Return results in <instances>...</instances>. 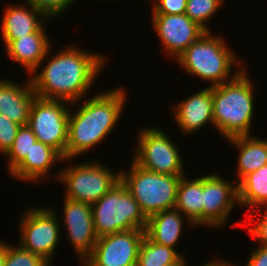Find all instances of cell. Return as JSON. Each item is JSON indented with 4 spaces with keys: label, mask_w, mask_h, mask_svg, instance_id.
<instances>
[{
    "label": "cell",
    "mask_w": 267,
    "mask_h": 266,
    "mask_svg": "<svg viewBox=\"0 0 267 266\" xmlns=\"http://www.w3.org/2000/svg\"><path fill=\"white\" fill-rule=\"evenodd\" d=\"M105 57L69 46L52 56L40 72L31 78L37 97L76 104L91 90Z\"/></svg>",
    "instance_id": "obj_1"
},
{
    "label": "cell",
    "mask_w": 267,
    "mask_h": 266,
    "mask_svg": "<svg viewBox=\"0 0 267 266\" xmlns=\"http://www.w3.org/2000/svg\"><path fill=\"white\" fill-rule=\"evenodd\" d=\"M108 91L87 99L75 113L72 114L70 110L66 161L89 152L119 122L126 102V92L121 87Z\"/></svg>",
    "instance_id": "obj_2"
},
{
    "label": "cell",
    "mask_w": 267,
    "mask_h": 266,
    "mask_svg": "<svg viewBox=\"0 0 267 266\" xmlns=\"http://www.w3.org/2000/svg\"><path fill=\"white\" fill-rule=\"evenodd\" d=\"M253 86L243 69L233 80L212 87L214 127L225 139L250 135Z\"/></svg>",
    "instance_id": "obj_3"
},
{
    "label": "cell",
    "mask_w": 267,
    "mask_h": 266,
    "mask_svg": "<svg viewBox=\"0 0 267 266\" xmlns=\"http://www.w3.org/2000/svg\"><path fill=\"white\" fill-rule=\"evenodd\" d=\"M211 33L212 31L205 32L177 58V61L187 74L209 81L211 87H214L233 80L242 68L231 75L232 67L243 61H237L235 53L226 47L227 43L225 44L222 37L212 36Z\"/></svg>",
    "instance_id": "obj_4"
},
{
    "label": "cell",
    "mask_w": 267,
    "mask_h": 266,
    "mask_svg": "<svg viewBox=\"0 0 267 266\" xmlns=\"http://www.w3.org/2000/svg\"><path fill=\"white\" fill-rule=\"evenodd\" d=\"M129 172H120V180L138 202L146 218L175 208L181 176H171L144 169L133 160Z\"/></svg>",
    "instance_id": "obj_5"
},
{
    "label": "cell",
    "mask_w": 267,
    "mask_h": 266,
    "mask_svg": "<svg viewBox=\"0 0 267 266\" xmlns=\"http://www.w3.org/2000/svg\"><path fill=\"white\" fill-rule=\"evenodd\" d=\"M91 206L98 238L132 229H146L147 218L121 180Z\"/></svg>",
    "instance_id": "obj_6"
},
{
    "label": "cell",
    "mask_w": 267,
    "mask_h": 266,
    "mask_svg": "<svg viewBox=\"0 0 267 266\" xmlns=\"http://www.w3.org/2000/svg\"><path fill=\"white\" fill-rule=\"evenodd\" d=\"M55 177L65 184L64 197L92 205L120 181V172L92 161L68 166Z\"/></svg>",
    "instance_id": "obj_7"
},
{
    "label": "cell",
    "mask_w": 267,
    "mask_h": 266,
    "mask_svg": "<svg viewBox=\"0 0 267 266\" xmlns=\"http://www.w3.org/2000/svg\"><path fill=\"white\" fill-rule=\"evenodd\" d=\"M70 102L36 97L32 104L28 126L37 141L55 149L66 159Z\"/></svg>",
    "instance_id": "obj_8"
},
{
    "label": "cell",
    "mask_w": 267,
    "mask_h": 266,
    "mask_svg": "<svg viewBox=\"0 0 267 266\" xmlns=\"http://www.w3.org/2000/svg\"><path fill=\"white\" fill-rule=\"evenodd\" d=\"M138 136L132 159L138 166L155 173L184 176L182 157L169 135L159 128L146 127Z\"/></svg>",
    "instance_id": "obj_9"
},
{
    "label": "cell",
    "mask_w": 267,
    "mask_h": 266,
    "mask_svg": "<svg viewBox=\"0 0 267 266\" xmlns=\"http://www.w3.org/2000/svg\"><path fill=\"white\" fill-rule=\"evenodd\" d=\"M52 208L43 207L27 209L20 223V240L22 248L41 256L50 265L56 250L60 224L56 212Z\"/></svg>",
    "instance_id": "obj_10"
},
{
    "label": "cell",
    "mask_w": 267,
    "mask_h": 266,
    "mask_svg": "<svg viewBox=\"0 0 267 266\" xmlns=\"http://www.w3.org/2000/svg\"><path fill=\"white\" fill-rule=\"evenodd\" d=\"M145 230L132 229L99 237L83 266H136Z\"/></svg>",
    "instance_id": "obj_11"
},
{
    "label": "cell",
    "mask_w": 267,
    "mask_h": 266,
    "mask_svg": "<svg viewBox=\"0 0 267 266\" xmlns=\"http://www.w3.org/2000/svg\"><path fill=\"white\" fill-rule=\"evenodd\" d=\"M152 26L167 54L176 59L206 31L184 14H153Z\"/></svg>",
    "instance_id": "obj_12"
},
{
    "label": "cell",
    "mask_w": 267,
    "mask_h": 266,
    "mask_svg": "<svg viewBox=\"0 0 267 266\" xmlns=\"http://www.w3.org/2000/svg\"><path fill=\"white\" fill-rule=\"evenodd\" d=\"M238 202V187L219 175L203 176V225L222 227ZM224 224V225H223Z\"/></svg>",
    "instance_id": "obj_13"
},
{
    "label": "cell",
    "mask_w": 267,
    "mask_h": 266,
    "mask_svg": "<svg viewBox=\"0 0 267 266\" xmlns=\"http://www.w3.org/2000/svg\"><path fill=\"white\" fill-rule=\"evenodd\" d=\"M63 216L71 242L81 260H85L93 251L98 236L95 233L92 206L88 203L64 198Z\"/></svg>",
    "instance_id": "obj_14"
},
{
    "label": "cell",
    "mask_w": 267,
    "mask_h": 266,
    "mask_svg": "<svg viewBox=\"0 0 267 266\" xmlns=\"http://www.w3.org/2000/svg\"><path fill=\"white\" fill-rule=\"evenodd\" d=\"M173 111L176 125L184 133L199 131L208 122L214 126L212 87L201 89L187 97Z\"/></svg>",
    "instance_id": "obj_15"
},
{
    "label": "cell",
    "mask_w": 267,
    "mask_h": 266,
    "mask_svg": "<svg viewBox=\"0 0 267 266\" xmlns=\"http://www.w3.org/2000/svg\"><path fill=\"white\" fill-rule=\"evenodd\" d=\"M44 25L35 33L12 40L5 48L7 55L29 72H38L42 62L49 56L50 42Z\"/></svg>",
    "instance_id": "obj_16"
},
{
    "label": "cell",
    "mask_w": 267,
    "mask_h": 266,
    "mask_svg": "<svg viewBox=\"0 0 267 266\" xmlns=\"http://www.w3.org/2000/svg\"><path fill=\"white\" fill-rule=\"evenodd\" d=\"M25 85L11 80H0V114L19 125H27L30 110L37 97L30 78Z\"/></svg>",
    "instance_id": "obj_17"
},
{
    "label": "cell",
    "mask_w": 267,
    "mask_h": 266,
    "mask_svg": "<svg viewBox=\"0 0 267 266\" xmlns=\"http://www.w3.org/2000/svg\"><path fill=\"white\" fill-rule=\"evenodd\" d=\"M26 5H9L4 11L0 29L5 47L12 40L37 32L44 25L42 20L49 19L43 12L29 4ZM38 16L41 18L38 19Z\"/></svg>",
    "instance_id": "obj_18"
},
{
    "label": "cell",
    "mask_w": 267,
    "mask_h": 266,
    "mask_svg": "<svg viewBox=\"0 0 267 266\" xmlns=\"http://www.w3.org/2000/svg\"><path fill=\"white\" fill-rule=\"evenodd\" d=\"M65 159L52 147L36 141L24 160L11 172L12 176L25 181H39L49 174V169ZM33 180V181H32Z\"/></svg>",
    "instance_id": "obj_19"
},
{
    "label": "cell",
    "mask_w": 267,
    "mask_h": 266,
    "mask_svg": "<svg viewBox=\"0 0 267 266\" xmlns=\"http://www.w3.org/2000/svg\"><path fill=\"white\" fill-rule=\"evenodd\" d=\"M184 215L176 208L166 209L147 218L145 234L161 245L175 248L181 236Z\"/></svg>",
    "instance_id": "obj_20"
},
{
    "label": "cell",
    "mask_w": 267,
    "mask_h": 266,
    "mask_svg": "<svg viewBox=\"0 0 267 266\" xmlns=\"http://www.w3.org/2000/svg\"><path fill=\"white\" fill-rule=\"evenodd\" d=\"M181 176L175 208L187 218L191 226L203 225V176L188 179Z\"/></svg>",
    "instance_id": "obj_21"
},
{
    "label": "cell",
    "mask_w": 267,
    "mask_h": 266,
    "mask_svg": "<svg viewBox=\"0 0 267 266\" xmlns=\"http://www.w3.org/2000/svg\"><path fill=\"white\" fill-rule=\"evenodd\" d=\"M227 140L240 150L237 159V175L240 180L267 164V139L245 135Z\"/></svg>",
    "instance_id": "obj_22"
},
{
    "label": "cell",
    "mask_w": 267,
    "mask_h": 266,
    "mask_svg": "<svg viewBox=\"0 0 267 266\" xmlns=\"http://www.w3.org/2000/svg\"><path fill=\"white\" fill-rule=\"evenodd\" d=\"M238 187V204L241 206L250 207V219L252 218L251 212L254 207L257 208L262 205L267 207V164L262 166L259 170L245 175L239 183Z\"/></svg>",
    "instance_id": "obj_23"
},
{
    "label": "cell",
    "mask_w": 267,
    "mask_h": 266,
    "mask_svg": "<svg viewBox=\"0 0 267 266\" xmlns=\"http://www.w3.org/2000/svg\"><path fill=\"white\" fill-rule=\"evenodd\" d=\"M180 253L172 247L153 242L146 234L141 242L136 266L176 265L182 259Z\"/></svg>",
    "instance_id": "obj_24"
},
{
    "label": "cell",
    "mask_w": 267,
    "mask_h": 266,
    "mask_svg": "<svg viewBox=\"0 0 267 266\" xmlns=\"http://www.w3.org/2000/svg\"><path fill=\"white\" fill-rule=\"evenodd\" d=\"M36 141L37 138L28 125L20 126L11 148L5 154L9 174L24 160Z\"/></svg>",
    "instance_id": "obj_25"
},
{
    "label": "cell",
    "mask_w": 267,
    "mask_h": 266,
    "mask_svg": "<svg viewBox=\"0 0 267 266\" xmlns=\"http://www.w3.org/2000/svg\"><path fill=\"white\" fill-rule=\"evenodd\" d=\"M224 0H187L185 14L206 32L211 30L205 25L224 4Z\"/></svg>",
    "instance_id": "obj_26"
},
{
    "label": "cell",
    "mask_w": 267,
    "mask_h": 266,
    "mask_svg": "<svg viewBox=\"0 0 267 266\" xmlns=\"http://www.w3.org/2000/svg\"><path fill=\"white\" fill-rule=\"evenodd\" d=\"M4 266H50L41 256L22 248L6 243V258Z\"/></svg>",
    "instance_id": "obj_27"
},
{
    "label": "cell",
    "mask_w": 267,
    "mask_h": 266,
    "mask_svg": "<svg viewBox=\"0 0 267 266\" xmlns=\"http://www.w3.org/2000/svg\"><path fill=\"white\" fill-rule=\"evenodd\" d=\"M76 0H26V4L31 5L43 12L48 18H53L63 14Z\"/></svg>",
    "instance_id": "obj_28"
},
{
    "label": "cell",
    "mask_w": 267,
    "mask_h": 266,
    "mask_svg": "<svg viewBox=\"0 0 267 266\" xmlns=\"http://www.w3.org/2000/svg\"><path fill=\"white\" fill-rule=\"evenodd\" d=\"M21 125L0 114V153L5 155L11 148Z\"/></svg>",
    "instance_id": "obj_29"
},
{
    "label": "cell",
    "mask_w": 267,
    "mask_h": 266,
    "mask_svg": "<svg viewBox=\"0 0 267 266\" xmlns=\"http://www.w3.org/2000/svg\"><path fill=\"white\" fill-rule=\"evenodd\" d=\"M187 0H155L153 14H184Z\"/></svg>",
    "instance_id": "obj_30"
},
{
    "label": "cell",
    "mask_w": 267,
    "mask_h": 266,
    "mask_svg": "<svg viewBox=\"0 0 267 266\" xmlns=\"http://www.w3.org/2000/svg\"><path fill=\"white\" fill-rule=\"evenodd\" d=\"M264 209L265 211L264 213L261 212L262 214L260 213V210H258L261 218L258 217L255 222L256 225L253 224L254 226H252V228L250 227L247 232L254 237L253 239L255 241H259L260 246L267 247V207Z\"/></svg>",
    "instance_id": "obj_31"
},
{
    "label": "cell",
    "mask_w": 267,
    "mask_h": 266,
    "mask_svg": "<svg viewBox=\"0 0 267 266\" xmlns=\"http://www.w3.org/2000/svg\"><path fill=\"white\" fill-rule=\"evenodd\" d=\"M246 266H267V247L258 245L250 255Z\"/></svg>",
    "instance_id": "obj_32"
},
{
    "label": "cell",
    "mask_w": 267,
    "mask_h": 266,
    "mask_svg": "<svg viewBox=\"0 0 267 266\" xmlns=\"http://www.w3.org/2000/svg\"><path fill=\"white\" fill-rule=\"evenodd\" d=\"M6 258V244L4 242H0V266H4Z\"/></svg>",
    "instance_id": "obj_33"
},
{
    "label": "cell",
    "mask_w": 267,
    "mask_h": 266,
    "mask_svg": "<svg viewBox=\"0 0 267 266\" xmlns=\"http://www.w3.org/2000/svg\"><path fill=\"white\" fill-rule=\"evenodd\" d=\"M187 262H185V266H187L186 264ZM228 262L227 261H221V260H212V262H207L206 264L202 265V266H227Z\"/></svg>",
    "instance_id": "obj_34"
},
{
    "label": "cell",
    "mask_w": 267,
    "mask_h": 266,
    "mask_svg": "<svg viewBox=\"0 0 267 266\" xmlns=\"http://www.w3.org/2000/svg\"><path fill=\"white\" fill-rule=\"evenodd\" d=\"M187 259H185V257L176 265H169V266H185V262Z\"/></svg>",
    "instance_id": "obj_35"
},
{
    "label": "cell",
    "mask_w": 267,
    "mask_h": 266,
    "mask_svg": "<svg viewBox=\"0 0 267 266\" xmlns=\"http://www.w3.org/2000/svg\"><path fill=\"white\" fill-rule=\"evenodd\" d=\"M227 266H234V265H233V263L232 264L231 263L230 264L228 263Z\"/></svg>",
    "instance_id": "obj_36"
}]
</instances>
